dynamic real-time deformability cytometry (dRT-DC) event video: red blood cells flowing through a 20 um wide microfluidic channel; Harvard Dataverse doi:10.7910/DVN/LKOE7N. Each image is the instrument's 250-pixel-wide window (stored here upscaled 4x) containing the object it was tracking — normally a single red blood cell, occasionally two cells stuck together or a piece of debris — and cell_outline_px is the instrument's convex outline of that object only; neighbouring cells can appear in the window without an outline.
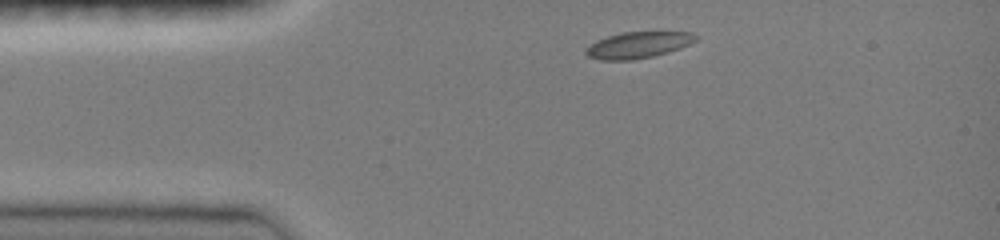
{"species": "common noctule bat (a hibernating species)", "species_latin": "Nyctalus noctula", "temperature_condition": "room temperature", "stored_images_in_passage": 35, "camera_frame_rate_fps": 3000, "um_per_image_px": 0.085, "animal": {"sex": "female", "body_mass_g": 19.0, "forearm_length_mm": 51.5}, "frame": {"image": 1, "passage_image": 1, "time_ms": 0.0, "image_size_px": [1000, 240], "cell_outline_px": [[700, 36], [696, 40], [680, 48], [668, 52], [652, 56], [632, 60], [600, 60], [588, 56], [584, 52], [584, 48], [596, 40], [620, 32], [692, 32]], "centroid_in_image_um": [54.21, 3.82], "position_along_channel_um": 30.8, "area_um2": 16.94}}
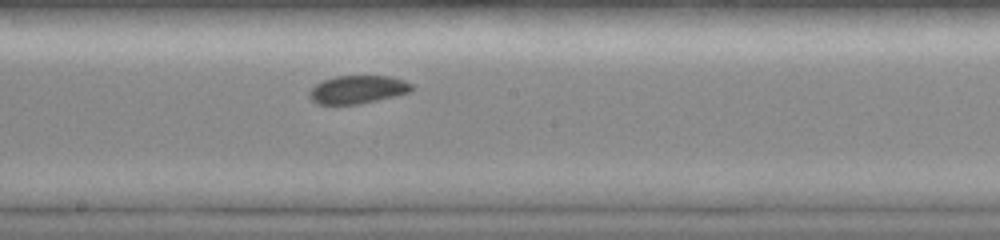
{"frame": {"image": 2, "passage_image": 18, "time_ms": 5.667, "image_size_px": [1000, 240], "cell_outline_px": [[412, 92], [396, 96], [360, 104], [316, 104], [308, 96], [308, 92], [316, 84], [324, 80], [336, 76], [392, 76], [404, 80], [412, 84]], "centroid_in_image_um": [30.42, 7.61], "position_along_channel_um": 217.8, "area_um2": 16.88}}
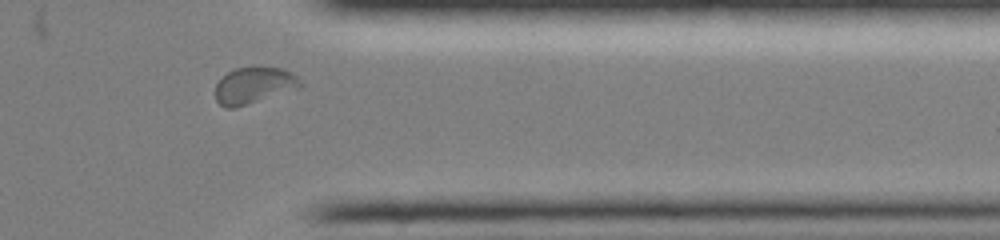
{"frame": {"image": 3, "passage_image": 31, "time_ms": 10.0, "image_size_px": [1000, 240], "cell_outline_px": [[304, 84], [300, 88], [232, 108], [224, 108], [216, 100], [216, 84], [228, 72], [236, 68], [284, 68], [292, 72]], "centroid_in_image_um": [21.61, 7.26], "position_along_channel_um": 389.8, "area_um2": 17.69}, "authors_computed_cell_mechanics": {"area_um2": 17.1666, "velocity_mm_per_s": 3.9622, "shape_relaxation_time_tau1_ms": 2.6683, "shape_relaxation_time_tau2_ms": 8.3983, "deformation_change_tau1": 0.0704, "deformation_change_tau2": 0.0709}}